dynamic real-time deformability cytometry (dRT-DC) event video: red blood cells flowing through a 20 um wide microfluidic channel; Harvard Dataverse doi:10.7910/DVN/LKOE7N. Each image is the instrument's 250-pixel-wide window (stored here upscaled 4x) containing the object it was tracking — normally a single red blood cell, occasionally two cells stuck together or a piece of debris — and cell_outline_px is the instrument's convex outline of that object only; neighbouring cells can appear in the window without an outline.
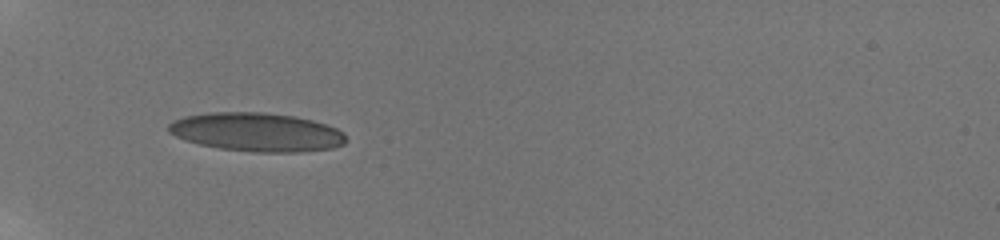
{"species": "human", "species_latin": "Homo sapiens", "temperature_condition": "room temperature", "stored_images_in_passage": 9, "camera_frame_rate_fps": 3000, "um_per_image_px": 0.085, "donor": {"sex": "male"}, "frame": {"image": 1, "passage_image": 1, "time_ms": 0.0, "image_size_px": [1000, 240], "cell_outline_px": [[348, 140], [344, 144], [332, 148], [300, 152], [256, 152], [220, 148], [200, 144], [184, 140], [168, 132], [168, 124], [172, 120], [184, 116], [212, 112], [264, 112], [296, 116], [312, 120], [336, 128], [344, 132]], "centroid_in_image_um": [21.83, 11.22], "position_along_channel_um": 63.2, "area_um2": 40.17}}
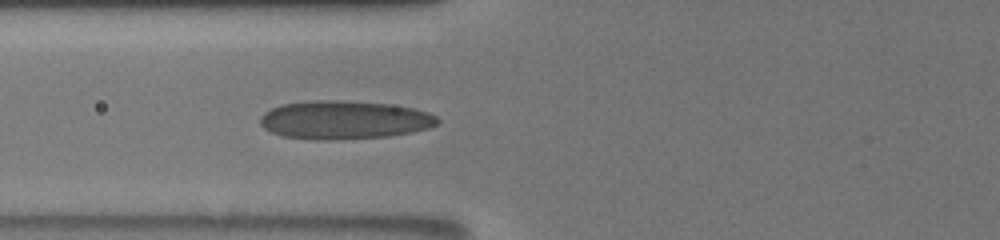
{"frame": {"image": 2, "passage_image": 8, "time_ms": 1.333, "image_size_px": [1000, 240], "cell_outline_px": [[440, 120], [436, 124], [428, 128], [412, 132], [388, 136], [328, 140], [316, 140], [284, 136], [272, 132], [264, 128], [260, 124], [260, 116], [264, 112], [280, 104], [312, 100], [336, 100], [388, 104], [412, 108], [428, 112], [436, 116]], "centroid_in_image_um": [29.23, 10.19], "position_along_channel_um": 96.6, "area_um2": 39.59}}